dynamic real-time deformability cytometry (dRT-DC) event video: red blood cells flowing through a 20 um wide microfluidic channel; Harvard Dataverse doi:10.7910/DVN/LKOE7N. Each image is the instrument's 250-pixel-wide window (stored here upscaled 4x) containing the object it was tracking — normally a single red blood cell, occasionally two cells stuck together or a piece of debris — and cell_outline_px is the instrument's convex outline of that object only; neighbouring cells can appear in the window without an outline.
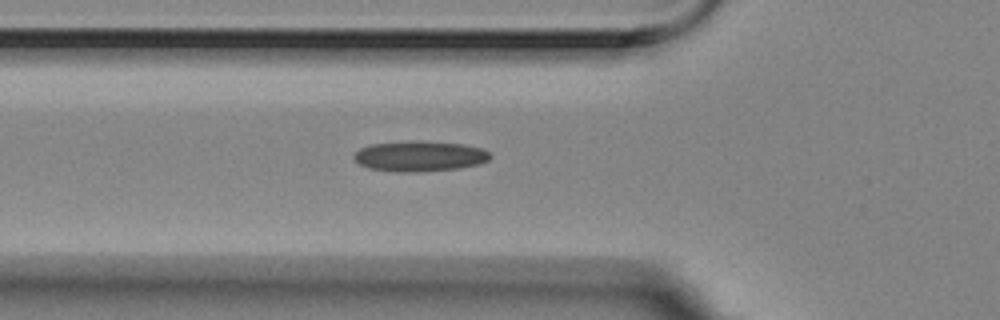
{"species": "Egyptian fruit bat (a non-hibernating species)", "species_latin": "Rousettus aegyptiacus", "temperature_condition": "room temperature", "stored_images_in_passage": 37, "camera_frame_rate_fps": 3000, "um_per_image_px": 0.085, "animal": {"sex": "female"}, "frame": {"image": 1, "passage_image": 2, "time_ms": 0.333, "image_size_px": [1000, 320], "cell_outline_px": [[492, 156], [488, 160], [480, 164], [456, 168], [416, 172], [400, 172], [368, 168], [360, 164], [352, 156], [360, 148], [372, 144], [412, 140], [420, 140], [464, 144], [480, 148], [488, 152]], "centroid_in_image_um": [35.67, 13.26], "position_along_channel_um": 90.1, "area_um2": 24.16}}
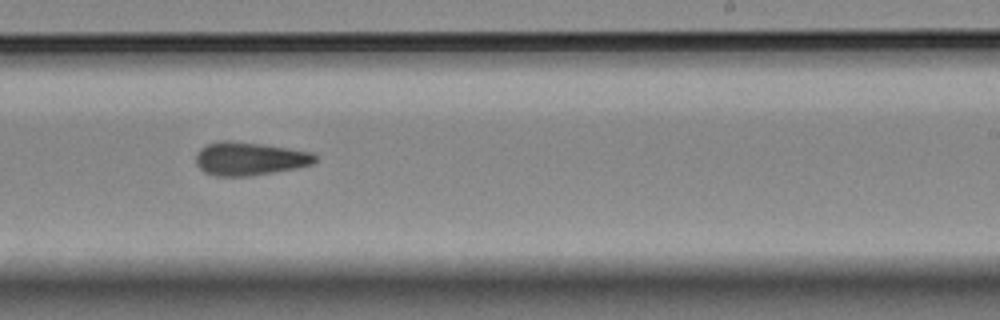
{"frame": {"image": 2, "passage_image": 17, "time_ms": 5.333, "image_size_px": [1000, 320], "cell_outline_px": [[316, 160], [312, 164], [296, 168], [248, 176], [216, 176], [204, 172], [196, 164], [196, 156], [200, 148], [208, 144], [220, 140], [228, 140], [260, 144], [288, 148], [312, 152], [316, 156]], "centroid_in_image_um": [21.19, 13.49], "position_along_channel_um": 267.8, "area_um2": 22.95}}
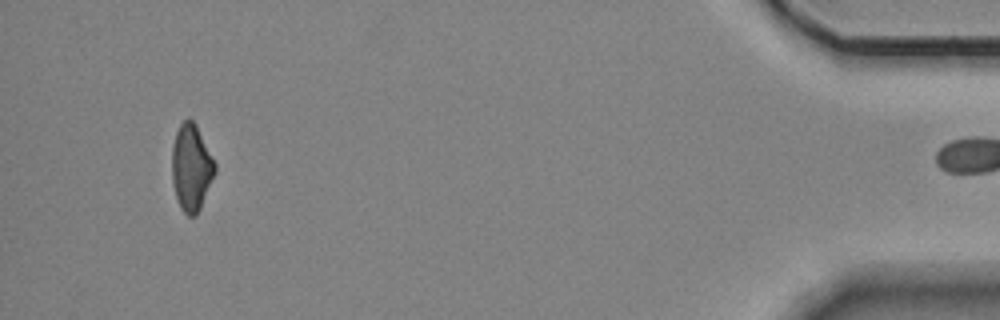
{"frame": {"image": 3, "passage_image": 36, "time_ms": 11.667, "image_size_px": [1000, 320], "cell_outline_px": [[216, 172], [200, 208], [196, 216], [188, 216], [180, 208], [176, 196], [172, 180], [172, 144], [176, 132], [180, 124], [184, 120], [192, 120], [196, 124], [216, 164]], "centroid_in_image_um": [16.26, 14.25], "position_along_channel_um": 418.9, "area_um2": 21.62}}